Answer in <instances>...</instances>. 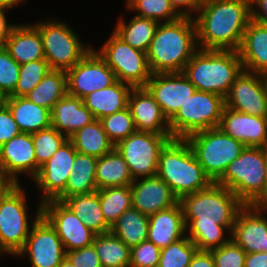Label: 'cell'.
<instances>
[{"mask_svg":"<svg viewBox=\"0 0 267 267\" xmlns=\"http://www.w3.org/2000/svg\"><path fill=\"white\" fill-rule=\"evenodd\" d=\"M188 238L198 250L210 251L225 245L231 238L235 218L244 204L227 187L216 182L207 188L182 196L179 199ZM225 237V238H224Z\"/></svg>","mask_w":267,"mask_h":267,"instance_id":"1","label":"cell"},{"mask_svg":"<svg viewBox=\"0 0 267 267\" xmlns=\"http://www.w3.org/2000/svg\"><path fill=\"white\" fill-rule=\"evenodd\" d=\"M197 13L199 49L238 51L251 20V0H202Z\"/></svg>","mask_w":267,"mask_h":267,"instance_id":"2","label":"cell"},{"mask_svg":"<svg viewBox=\"0 0 267 267\" xmlns=\"http://www.w3.org/2000/svg\"><path fill=\"white\" fill-rule=\"evenodd\" d=\"M198 49L193 17L159 23L147 51L151 73L182 72Z\"/></svg>","mask_w":267,"mask_h":267,"instance_id":"3","label":"cell"},{"mask_svg":"<svg viewBox=\"0 0 267 267\" xmlns=\"http://www.w3.org/2000/svg\"><path fill=\"white\" fill-rule=\"evenodd\" d=\"M157 176L171 188L178 199L213 183L197 161L189 143L183 138L170 139L161 149Z\"/></svg>","mask_w":267,"mask_h":267,"instance_id":"4","label":"cell"},{"mask_svg":"<svg viewBox=\"0 0 267 267\" xmlns=\"http://www.w3.org/2000/svg\"><path fill=\"white\" fill-rule=\"evenodd\" d=\"M243 70L238 51L198 49L182 73L196 90L215 93L225 98Z\"/></svg>","mask_w":267,"mask_h":267,"instance_id":"5","label":"cell"},{"mask_svg":"<svg viewBox=\"0 0 267 267\" xmlns=\"http://www.w3.org/2000/svg\"><path fill=\"white\" fill-rule=\"evenodd\" d=\"M265 162L262 147H245L217 184L231 190L244 205H266Z\"/></svg>","mask_w":267,"mask_h":267,"instance_id":"6","label":"cell"},{"mask_svg":"<svg viewBox=\"0 0 267 267\" xmlns=\"http://www.w3.org/2000/svg\"><path fill=\"white\" fill-rule=\"evenodd\" d=\"M205 174L216 182L227 166L241 155L245 145L219 127L195 132L185 138Z\"/></svg>","mask_w":267,"mask_h":267,"instance_id":"7","label":"cell"},{"mask_svg":"<svg viewBox=\"0 0 267 267\" xmlns=\"http://www.w3.org/2000/svg\"><path fill=\"white\" fill-rule=\"evenodd\" d=\"M25 190L16 184L0 198V251L17 256L23 249L32 225L42 216V205L39 202L37 213L28 224Z\"/></svg>","mask_w":267,"mask_h":267,"instance_id":"8","label":"cell"},{"mask_svg":"<svg viewBox=\"0 0 267 267\" xmlns=\"http://www.w3.org/2000/svg\"><path fill=\"white\" fill-rule=\"evenodd\" d=\"M224 97L196 90L169 120L172 138H183L202 130L219 126Z\"/></svg>","mask_w":267,"mask_h":267,"instance_id":"9","label":"cell"},{"mask_svg":"<svg viewBox=\"0 0 267 267\" xmlns=\"http://www.w3.org/2000/svg\"><path fill=\"white\" fill-rule=\"evenodd\" d=\"M34 24L41 35L45 60L51 70L67 71L92 48L85 46L78 35L64 22L51 21Z\"/></svg>","mask_w":267,"mask_h":267,"instance_id":"10","label":"cell"},{"mask_svg":"<svg viewBox=\"0 0 267 267\" xmlns=\"http://www.w3.org/2000/svg\"><path fill=\"white\" fill-rule=\"evenodd\" d=\"M97 53L114 71L118 81L133 88L145 87L152 76L147 53L129 46L114 32Z\"/></svg>","mask_w":267,"mask_h":267,"instance_id":"11","label":"cell"},{"mask_svg":"<svg viewBox=\"0 0 267 267\" xmlns=\"http://www.w3.org/2000/svg\"><path fill=\"white\" fill-rule=\"evenodd\" d=\"M172 134L135 131L120 140L115 148L128 164L134 180L157 175L159 154Z\"/></svg>","mask_w":267,"mask_h":267,"instance_id":"12","label":"cell"},{"mask_svg":"<svg viewBox=\"0 0 267 267\" xmlns=\"http://www.w3.org/2000/svg\"><path fill=\"white\" fill-rule=\"evenodd\" d=\"M66 76L67 94L81 99L117 81L114 71L93 48L66 71Z\"/></svg>","mask_w":267,"mask_h":267,"instance_id":"13","label":"cell"},{"mask_svg":"<svg viewBox=\"0 0 267 267\" xmlns=\"http://www.w3.org/2000/svg\"><path fill=\"white\" fill-rule=\"evenodd\" d=\"M41 205L42 216L55 229L66 252L93 244L96 234L62 201L49 200Z\"/></svg>","mask_w":267,"mask_h":267,"instance_id":"14","label":"cell"},{"mask_svg":"<svg viewBox=\"0 0 267 267\" xmlns=\"http://www.w3.org/2000/svg\"><path fill=\"white\" fill-rule=\"evenodd\" d=\"M33 267H58L66 257L63 243L50 223L41 216L31 228L23 249Z\"/></svg>","mask_w":267,"mask_h":267,"instance_id":"15","label":"cell"},{"mask_svg":"<svg viewBox=\"0 0 267 267\" xmlns=\"http://www.w3.org/2000/svg\"><path fill=\"white\" fill-rule=\"evenodd\" d=\"M225 107L267 117V84L264 75L242 71L224 98Z\"/></svg>","mask_w":267,"mask_h":267,"instance_id":"16","label":"cell"},{"mask_svg":"<svg viewBox=\"0 0 267 267\" xmlns=\"http://www.w3.org/2000/svg\"><path fill=\"white\" fill-rule=\"evenodd\" d=\"M145 88L154 97L168 120L196 91V87L182 72L152 74Z\"/></svg>","mask_w":267,"mask_h":267,"instance_id":"17","label":"cell"},{"mask_svg":"<svg viewBox=\"0 0 267 267\" xmlns=\"http://www.w3.org/2000/svg\"><path fill=\"white\" fill-rule=\"evenodd\" d=\"M77 151L68 139L53 156L40 167L33 179L38 189L42 190L41 204L49 200H56L64 191L67 179L72 171Z\"/></svg>","mask_w":267,"mask_h":267,"instance_id":"18","label":"cell"},{"mask_svg":"<svg viewBox=\"0 0 267 267\" xmlns=\"http://www.w3.org/2000/svg\"><path fill=\"white\" fill-rule=\"evenodd\" d=\"M266 212L265 205H244L235 218L230 237L246 253L267 252Z\"/></svg>","mask_w":267,"mask_h":267,"instance_id":"19","label":"cell"},{"mask_svg":"<svg viewBox=\"0 0 267 267\" xmlns=\"http://www.w3.org/2000/svg\"><path fill=\"white\" fill-rule=\"evenodd\" d=\"M218 127L246 147H264L267 144V117L224 107Z\"/></svg>","mask_w":267,"mask_h":267,"instance_id":"20","label":"cell"},{"mask_svg":"<svg viewBox=\"0 0 267 267\" xmlns=\"http://www.w3.org/2000/svg\"><path fill=\"white\" fill-rule=\"evenodd\" d=\"M130 186L132 208L142 214L150 216L179 203L171 188L157 175L136 179Z\"/></svg>","mask_w":267,"mask_h":267,"instance_id":"21","label":"cell"},{"mask_svg":"<svg viewBox=\"0 0 267 267\" xmlns=\"http://www.w3.org/2000/svg\"><path fill=\"white\" fill-rule=\"evenodd\" d=\"M0 168L16 183L18 175L36 176V156L32 134L20 133L0 147Z\"/></svg>","mask_w":267,"mask_h":267,"instance_id":"22","label":"cell"},{"mask_svg":"<svg viewBox=\"0 0 267 267\" xmlns=\"http://www.w3.org/2000/svg\"><path fill=\"white\" fill-rule=\"evenodd\" d=\"M128 107L131 111L136 131L171 134L169 120L145 87L131 90Z\"/></svg>","mask_w":267,"mask_h":267,"instance_id":"23","label":"cell"},{"mask_svg":"<svg viewBox=\"0 0 267 267\" xmlns=\"http://www.w3.org/2000/svg\"><path fill=\"white\" fill-rule=\"evenodd\" d=\"M180 203L149 216L147 240L162 249L187 234Z\"/></svg>","mask_w":267,"mask_h":267,"instance_id":"24","label":"cell"},{"mask_svg":"<svg viewBox=\"0 0 267 267\" xmlns=\"http://www.w3.org/2000/svg\"><path fill=\"white\" fill-rule=\"evenodd\" d=\"M244 71L267 73V26L254 20L248 22L238 49Z\"/></svg>","mask_w":267,"mask_h":267,"instance_id":"25","label":"cell"},{"mask_svg":"<svg viewBox=\"0 0 267 267\" xmlns=\"http://www.w3.org/2000/svg\"><path fill=\"white\" fill-rule=\"evenodd\" d=\"M95 120L81 98L66 95L51 110V126L68 138Z\"/></svg>","mask_w":267,"mask_h":267,"instance_id":"26","label":"cell"},{"mask_svg":"<svg viewBox=\"0 0 267 267\" xmlns=\"http://www.w3.org/2000/svg\"><path fill=\"white\" fill-rule=\"evenodd\" d=\"M4 47L20 65L45 59L42 38L38 28L34 24L15 25Z\"/></svg>","mask_w":267,"mask_h":267,"instance_id":"27","label":"cell"},{"mask_svg":"<svg viewBox=\"0 0 267 267\" xmlns=\"http://www.w3.org/2000/svg\"><path fill=\"white\" fill-rule=\"evenodd\" d=\"M133 87L116 81L114 84L89 93L82 98L83 103L92 112L95 119L119 112L128 107L129 94Z\"/></svg>","mask_w":267,"mask_h":267,"instance_id":"28","label":"cell"},{"mask_svg":"<svg viewBox=\"0 0 267 267\" xmlns=\"http://www.w3.org/2000/svg\"><path fill=\"white\" fill-rule=\"evenodd\" d=\"M5 105L21 133L32 134L51 126V111L29 101L25 96H6Z\"/></svg>","mask_w":267,"mask_h":267,"instance_id":"29","label":"cell"},{"mask_svg":"<svg viewBox=\"0 0 267 267\" xmlns=\"http://www.w3.org/2000/svg\"><path fill=\"white\" fill-rule=\"evenodd\" d=\"M97 161L98 158L95 156L76 153L65 191L56 200L63 202L67 197L73 195L90 194L97 191Z\"/></svg>","mask_w":267,"mask_h":267,"instance_id":"30","label":"cell"},{"mask_svg":"<svg viewBox=\"0 0 267 267\" xmlns=\"http://www.w3.org/2000/svg\"><path fill=\"white\" fill-rule=\"evenodd\" d=\"M63 203L95 234L110 232L111 226L103 216L97 191L67 197Z\"/></svg>","mask_w":267,"mask_h":267,"instance_id":"31","label":"cell"},{"mask_svg":"<svg viewBox=\"0 0 267 267\" xmlns=\"http://www.w3.org/2000/svg\"><path fill=\"white\" fill-rule=\"evenodd\" d=\"M133 181L128 164L116 148L98 158L96 165V185L98 190L131 185Z\"/></svg>","mask_w":267,"mask_h":267,"instance_id":"32","label":"cell"},{"mask_svg":"<svg viewBox=\"0 0 267 267\" xmlns=\"http://www.w3.org/2000/svg\"><path fill=\"white\" fill-rule=\"evenodd\" d=\"M77 153L97 158L111 152L115 145L108 138L100 120L95 119L69 137Z\"/></svg>","mask_w":267,"mask_h":267,"instance_id":"33","label":"cell"},{"mask_svg":"<svg viewBox=\"0 0 267 267\" xmlns=\"http://www.w3.org/2000/svg\"><path fill=\"white\" fill-rule=\"evenodd\" d=\"M158 24L154 19L135 15L129 23L119 19L113 32L129 46L147 53Z\"/></svg>","mask_w":267,"mask_h":267,"instance_id":"34","label":"cell"},{"mask_svg":"<svg viewBox=\"0 0 267 267\" xmlns=\"http://www.w3.org/2000/svg\"><path fill=\"white\" fill-rule=\"evenodd\" d=\"M67 95V76L62 70H50L40 83L25 97L38 106L52 110Z\"/></svg>","mask_w":267,"mask_h":267,"instance_id":"35","label":"cell"},{"mask_svg":"<svg viewBox=\"0 0 267 267\" xmlns=\"http://www.w3.org/2000/svg\"><path fill=\"white\" fill-rule=\"evenodd\" d=\"M148 227L149 216L131 208L113 223L110 232L131 248L147 240Z\"/></svg>","mask_w":267,"mask_h":267,"instance_id":"36","label":"cell"},{"mask_svg":"<svg viewBox=\"0 0 267 267\" xmlns=\"http://www.w3.org/2000/svg\"><path fill=\"white\" fill-rule=\"evenodd\" d=\"M92 245L102 267H130L131 248L113 233L96 234Z\"/></svg>","mask_w":267,"mask_h":267,"instance_id":"37","label":"cell"},{"mask_svg":"<svg viewBox=\"0 0 267 267\" xmlns=\"http://www.w3.org/2000/svg\"><path fill=\"white\" fill-rule=\"evenodd\" d=\"M100 206L106 222L113 223L126 211L132 208L131 186L108 187L97 190Z\"/></svg>","mask_w":267,"mask_h":267,"instance_id":"38","label":"cell"},{"mask_svg":"<svg viewBox=\"0 0 267 267\" xmlns=\"http://www.w3.org/2000/svg\"><path fill=\"white\" fill-rule=\"evenodd\" d=\"M36 156V175L53 154L69 139L57 129L49 128L32 133Z\"/></svg>","mask_w":267,"mask_h":267,"instance_id":"39","label":"cell"},{"mask_svg":"<svg viewBox=\"0 0 267 267\" xmlns=\"http://www.w3.org/2000/svg\"><path fill=\"white\" fill-rule=\"evenodd\" d=\"M126 6L127 9L137 12V16L154 19L159 23L173 22L181 17L169 0H127Z\"/></svg>","mask_w":267,"mask_h":267,"instance_id":"40","label":"cell"},{"mask_svg":"<svg viewBox=\"0 0 267 267\" xmlns=\"http://www.w3.org/2000/svg\"><path fill=\"white\" fill-rule=\"evenodd\" d=\"M197 250V246L185 236L161 249L158 267H188Z\"/></svg>","mask_w":267,"mask_h":267,"instance_id":"41","label":"cell"},{"mask_svg":"<svg viewBox=\"0 0 267 267\" xmlns=\"http://www.w3.org/2000/svg\"><path fill=\"white\" fill-rule=\"evenodd\" d=\"M51 70L45 59L20 65L19 80L15 90L9 96H25L32 91Z\"/></svg>","mask_w":267,"mask_h":267,"instance_id":"42","label":"cell"},{"mask_svg":"<svg viewBox=\"0 0 267 267\" xmlns=\"http://www.w3.org/2000/svg\"><path fill=\"white\" fill-rule=\"evenodd\" d=\"M108 138L116 145L136 131L129 107L100 119Z\"/></svg>","mask_w":267,"mask_h":267,"instance_id":"43","label":"cell"},{"mask_svg":"<svg viewBox=\"0 0 267 267\" xmlns=\"http://www.w3.org/2000/svg\"><path fill=\"white\" fill-rule=\"evenodd\" d=\"M19 72L20 64L11 57L4 46H0V92L5 97L15 90Z\"/></svg>","mask_w":267,"mask_h":267,"instance_id":"44","label":"cell"},{"mask_svg":"<svg viewBox=\"0 0 267 267\" xmlns=\"http://www.w3.org/2000/svg\"><path fill=\"white\" fill-rule=\"evenodd\" d=\"M215 267H245L246 252L230 239L225 245L210 250Z\"/></svg>","mask_w":267,"mask_h":267,"instance_id":"45","label":"cell"},{"mask_svg":"<svg viewBox=\"0 0 267 267\" xmlns=\"http://www.w3.org/2000/svg\"><path fill=\"white\" fill-rule=\"evenodd\" d=\"M161 249L146 240L131 247L130 267H158Z\"/></svg>","mask_w":267,"mask_h":267,"instance_id":"46","label":"cell"},{"mask_svg":"<svg viewBox=\"0 0 267 267\" xmlns=\"http://www.w3.org/2000/svg\"><path fill=\"white\" fill-rule=\"evenodd\" d=\"M74 267H102L93 245L66 252Z\"/></svg>","mask_w":267,"mask_h":267,"instance_id":"47","label":"cell"},{"mask_svg":"<svg viewBox=\"0 0 267 267\" xmlns=\"http://www.w3.org/2000/svg\"><path fill=\"white\" fill-rule=\"evenodd\" d=\"M20 133L11 111L4 104L0 108V147Z\"/></svg>","mask_w":267,"mask_h":267,"instance_id":"48","label":"cell"},{"mask_svg":"<svg viewBox=\"0 0 267 267\" xmlns=\"http://www.w3.org/2000/svg\"><path fill=\"white\" fill-rule=\"evenodd\" d=\"M171 6L181 17H193L192 12H197L202 0H169ZM191 11V12H190Z\"/></svg>","mask_w":267,"mask_h":267,"instance_id":"49","label":"cell"},{"mask_svg":"<svg viewBox=\"0 0 267 267\" xmlns=\"http://www.w3.org/2000/svg\"><path fill=\"white\" fill-rule=\"evenodd\" d=\"M251 19L267 26V0H251Z\"/></svg>","mask_w":267,"mask_h":267,"instance_id":"50","label":"cell"},{"mask_svg":"<svg viewBox=\"0 0 267 267\" xmlns=\"http://www.w3.org/2000/svg\"><path fill=\"white\" fill-rule=\"evenodd\" d=\"M188 267H215L211 251L197 250Z\"/></svg>","mask_w":267,"mask_h":267,"instance_id":"51","label":"cell"},{"mask_svg":"<svg viewBox=\"0 0 267 267\" xmlns=\"http://www.w3.org/2000/svg\"><path fill=\"white\" fill-rule=\"evenodd\" d=\"M9 8L0 6V46H4L10 33L16 24H8L6 19V11Z\"/></svg>","mask_w":267,"mask_h":267,"instance_id":"52","label":"cell"},{"mask_svg":"<svg viewBox=\"0 0 267 267\" xmlns=\"http://www.w3.org/2000/svg\"><path fill=\"white\" fill-rule=\"evenodd\" d=\"M245 267H267V252L247 253Z\"/></svg>","mask_w":267,"mask_h":267,"instance_id":"53","label":"cell"},{"mask_svg":"<svg viewBox=\"0 0 267 267\" xmlns=\"http://www.w3.org/2000/svg\"><path fill=\"white\" fill-rule=\"evenodd\" d=\"M15 185L16 183L0 168V198Z\"/></svg>","mask_w":267,"mask_h":267,"instance_id":"54","label":"cell"},{"mask_svg":"<svg viewBox=\"0 0 267 267\" xmlns=\"http://www.w3.org/2000/svg\"><path fill=\"white\" fill-rule=\"evenodd\" d=\"M25 2L24 0H0V6L13 8L15 5Z\"/></svg>","mask_w":267,"mask_h":267,"instance_id":"55","label":"cell"},{"mask_svg":"<svg viewBox=\"0 0 267 267\" xmlns=\"http://www.w3.org/2000/svg\"><path fill=\"white\" fill-rule=\"evenodd\" d=\"M263 148V155H264V162H265V183H266V204H267V144L262 147Z\"/></svg>","mask_w":267,"mask_h":267,"instance_id":"56","label":"cell"},{"mask_svg":"<svg viewBox=\"0 0 267 267\" xmlns=\"http://www.w3.org/2000/svg\"><path fill=\"white\" fill-rule=\"evenodd\" d=\"M58 267H74V265L67 257H65Z\"/></svg>","mask_w":267,"mask_h":267,"instance_id":"57","label":"cell"},{"mask_svg":"<svg viewBox=\"0 0 267 267\" xmlns=\"http://www.w3.org/2000/svg\"><path fill=\"white\" fill-rule=\"evenodd\" d=\"M5 96L0 92V108L5 104Z\"/></svg>","mask_w":267,"mask_h":267,"instance_id":"58","label":"cell"},{"mask_svg":"<svg viewBox=\"0 0 267 267\" xmlns=\"http://www.w3.org/2000/svg\"><path fill=\"white\" fill-rule=\"evenodd\" d=\"M264 77H265L266 84H267V73L264 75Z\"/></svg>","mask_w":267,"mask_h":267,"instance_id":"59","label":"cell"}]
</instances>
